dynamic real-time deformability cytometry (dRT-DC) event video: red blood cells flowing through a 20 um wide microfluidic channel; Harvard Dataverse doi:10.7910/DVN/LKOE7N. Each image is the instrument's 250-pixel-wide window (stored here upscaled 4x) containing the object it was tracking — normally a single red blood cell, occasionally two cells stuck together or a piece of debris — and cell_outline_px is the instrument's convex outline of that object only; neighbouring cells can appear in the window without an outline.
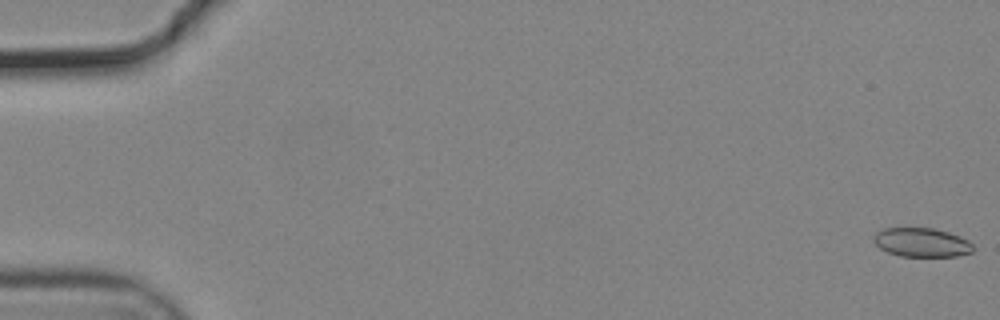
{"species": "common noctule bat (a hibernating species)", "species_latin": "Nyctalus noctula", "temperature_condition": "cold", "stored_images_in_passage": 56, "camera_frame_rate_fps": 3000, "um_per_image_px": 0.085, "animal": {"sex": "male", "body_mass_g": 19.2, "forearm_length_mm": 51.8}, "frame": {"image": 1, "passage_image": 1, "time_ms": 0.0, "image_size_px": [1000, 320], "cell_outline_px": [[972, 252], [956, 256], [900, 256], [888, 252], [880, 248], [872, 240], [872, 236], [876, 232], [884, 228], [932, 228], [948, 232], [960, 236], [968, 240], [972, 244]], "centroid_in_image_um": [78.31, 20.6], "position_along_channel_um": 6.7, "area_um2": 16.76}}
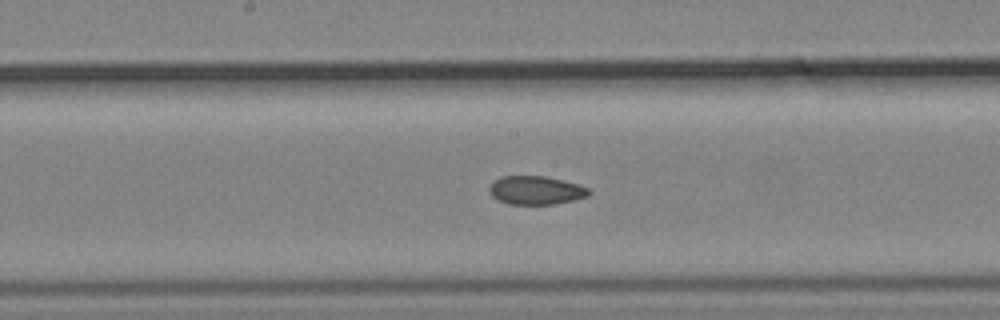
{"frame": {"image": 2, "passage_image": 30, "time_ms": 9.667, "image_size_px": [1000, 320], "cell_outline_px": [[592, 192], [588, 196], [572, 200], [552, 204], [508, 204], [492, 196], [488, 188], [500, 176], [544, 176], [576, 184], [588, 188]], "centroid_in_image_um": [45.54, 16.17], "position_along_channel_um": 202.7, "area_um2": 16.24}}
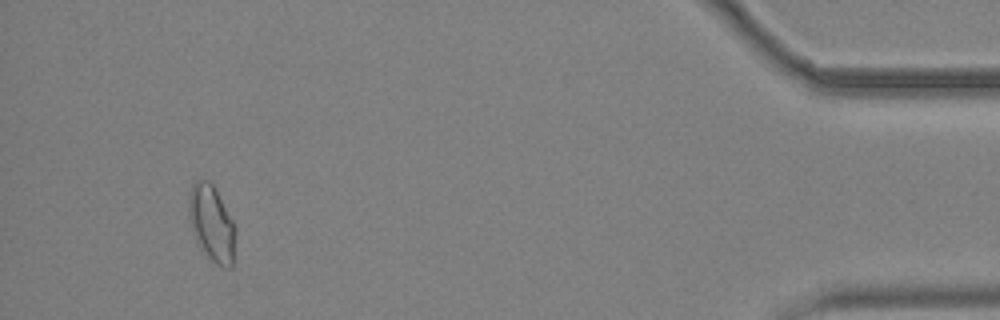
{"frame": {"image": 3, "passage_image": 53, "time_ms": 17.333, "image_size_px": [1000, 320], "cell_outline_px": [[236, 236], [232, 268], [220, 268], [196, 244], [192, 232], [188, 216], [188, 192], [192, 184], [200, 176], [208, 180], [212, 184], [232, 220], [236, 228]], "centroid_in_image_um": [17.96, 18.99], "position_along_channel_um": 417.2, "area_um2": 21.21}, "authors_computed_cell_mechanics": {"area_um2": 17.8602, "velocity_mm_per_s": 3.7118, "shape_relaxation_time_tau1_ms": null, "shape_relaxation_time_tau2_ms": 3.8059, "deformation_change_tau1": null, "deformation_change_tau2": 0.0656}}